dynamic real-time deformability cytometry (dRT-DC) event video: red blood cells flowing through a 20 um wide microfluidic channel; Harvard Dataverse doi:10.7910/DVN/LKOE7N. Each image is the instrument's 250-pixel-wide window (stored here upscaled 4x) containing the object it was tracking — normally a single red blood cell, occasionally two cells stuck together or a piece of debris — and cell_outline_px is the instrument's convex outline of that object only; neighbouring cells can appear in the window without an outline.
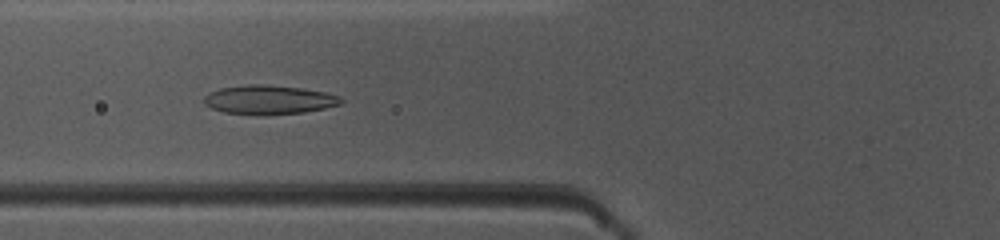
{"species": "common noctule bat (a hibernating species)", "species_latin": "Nyctalus noctula", "temperature_condition": "warm", "stored_images_in_passage": 39, "camera_frame_rate_fps": 3000, "um_per_image_px": 0.085, "animal": {"sex": "female", "body_mass_g": 10.0, "forearm_length_mm": 53.1}, "frame": {"image": 1, "passage_image": 9, "time_ms": 2.667, "image_size_px": [1000, 240], "cell_outline_px": [[344, 100], [340, 104], [324, 108], [304, 112], [264, 116], [260, 116], [224, 112], [212, 108], [204, 104], [204, 96], [208, 92], [220, 88], [248, 84], [264, 84], [300, 88], [324, 92], [340, 96]], "centroid_in_image_um": [22.83, 8.49], "position_along_channel_um": 103.0, "area_um2": 23.41}}
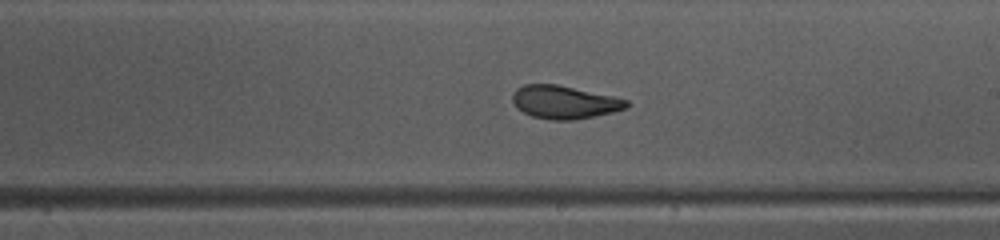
{"frame": {"image": 2, "passage_image": 19, "time_ms": 6.0, "image_size_px": [1000, 240], "cell_outline_px": [[632, 104], [628, 108], [612, 112], [572, 120], [552, 120], [532, 116], [516, 108], [512, 100], [512, 96], [516, 88], [524, 84], [556, 84], [616, 96], [628, 100]], "centroid_in_image_um": [48.0, 8.67], "position_along_channel_um": 241.0, "area_um2": 22.14}}
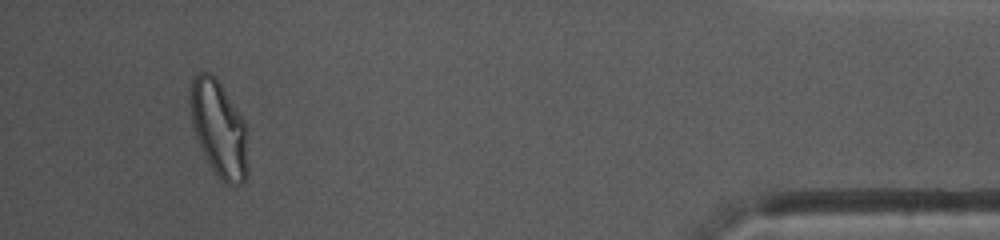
{"frame": {"image": 3, "passage_image": 36, "time_ms": 11.667, "image_size_px": [1000, 240], "cell_outline_px": [[248, 172], [244, 180], [240, 184], [228, 184], [212, 168], [192, 128], [188, 100], [188, 96], [192, 80], [200, 72], [208, 72], [216, 76], [244, 120], [248, 128]], "centroid_in_image_um": [18.62, 10.89], "position_along_channel_um": 416.6, "area_um2": 32.54}, "authors_computed_cell_mechanics": {"area_um2": 23.12, "velocity_mm_per_s": 4.1253, "shape_relaxation_time_tau1_ms": 3.3731, "shape_relaxation_time_tau2_ms": 1.1382, "deformation_change_tau1": 0.1543, "deformation_change_tau2": 0.0523}}